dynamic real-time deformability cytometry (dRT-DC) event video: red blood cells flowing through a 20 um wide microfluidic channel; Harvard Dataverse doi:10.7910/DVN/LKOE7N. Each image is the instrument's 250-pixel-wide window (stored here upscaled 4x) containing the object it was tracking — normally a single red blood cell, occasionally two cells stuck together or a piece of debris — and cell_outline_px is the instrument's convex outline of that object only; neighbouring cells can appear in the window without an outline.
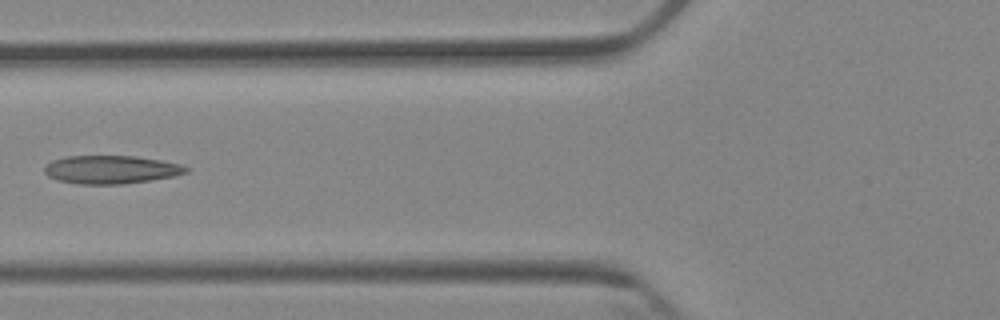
{"species": "Egyptian fruit bat (a non-hibernating species)", "species_latin": "Rousettus aegyptiacus", "temperature_condition": "cold", "stored_images_in_passage": 7, "camera_frame_rate_fps": 3000, "um_per_image_px": 0.085, "animal": {"sex": "female"}, "frame": {"image": 1, "passage_image": 5, "time_ms": 5.667, "image_size_px": [1000, 320], "cell_outline_px": [[188, 172], [176, 176], [152, 180], [120, 184], [80, 184], [60, 180], [48, 176], [44, 172], [44, 168], [52, 160], [64, 156], [136, 156], [184, 164], [188, 168]], "centroid_in_image_um": [9.48, 14.41], "position_along_channel_um": 116.3, "area_um2": 23.35}}
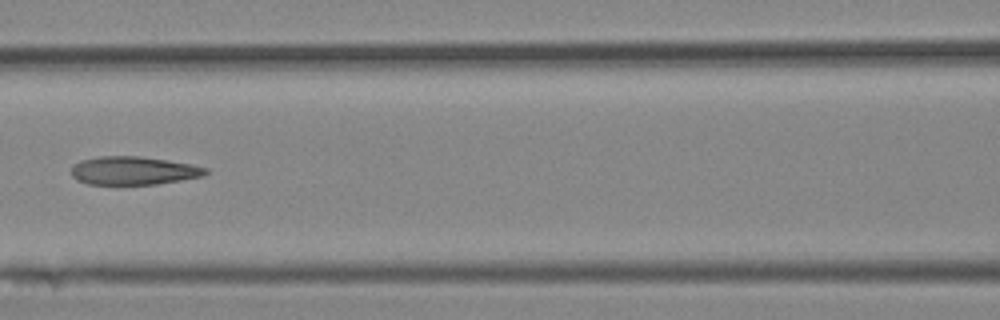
{"frame": {"image": 2, "passage_image": 6, "time_ms": 6.667, "image_size_px": [1000, 320], "cell_outline_px": [[208, 172], [204, 176], [156, 184], [88, 184], [76, 180], [72, 176], [72, 164], [80, 160], [100, 156], [140, 156], [168, 160], [192, 164], [208, 168]], "centroid_in_image_um": [11.34, 14.5], "position_along_channel_um": 155.3, "area_um2": 22.25}}
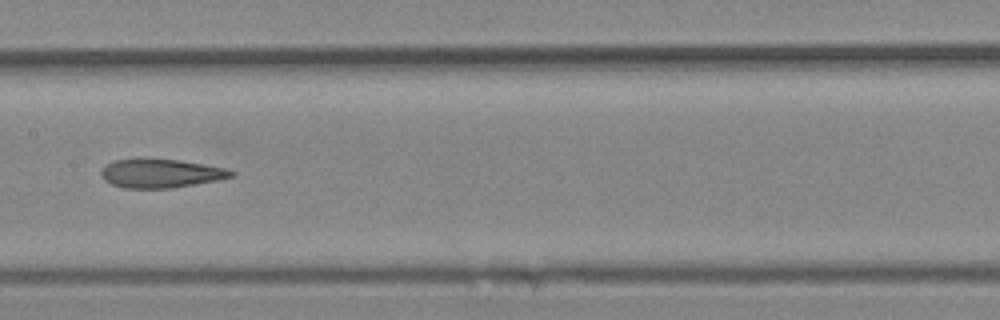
{"frame": {"image": 3, "passage_image": 7, "time_ms": 7.667, "image_size_px": [1000, 320], "cell_outline_px": [[236, 176], [220, 180], [172, 188], [124, 188], [112, 184], [104, 180], [100, 172], [112, 160], [144, 156], [180, 160], [204, 164], [224, 168], [236, 172]], "centroid_in_image_um": [13.67, 14.7], "position_along_channel_um": 193.7, "area_um2": 22.48}}